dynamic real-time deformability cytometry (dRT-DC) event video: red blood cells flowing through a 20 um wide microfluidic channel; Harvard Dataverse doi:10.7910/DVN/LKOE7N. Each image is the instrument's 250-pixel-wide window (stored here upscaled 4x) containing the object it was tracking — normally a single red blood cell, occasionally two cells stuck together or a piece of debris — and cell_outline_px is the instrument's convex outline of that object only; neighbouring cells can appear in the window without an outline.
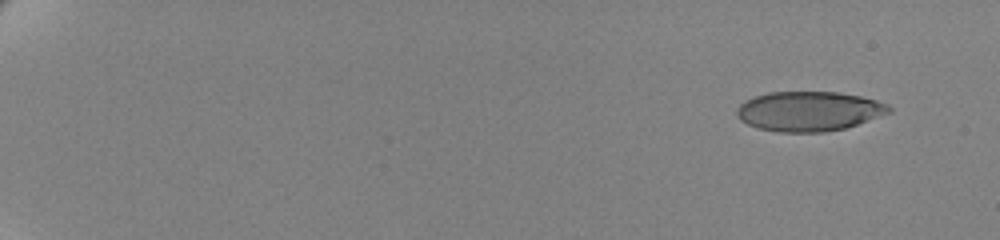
{"species": "human", "species_latin": "Homo sapiens", "temperature_condition": "cold", "stored_images_in_passage": 57, "camera_frame_rate_fps": 3000, "um_per_image_px": 0.085, "donor": {"sex": "female"}, "frame": {"image": 1, "passage_image": 1, "time_ms": 0.0, "image_size_px": [1000, 240], "cell_outline_px": [[892, 112], [844, 128], [824, 132], [780, 132], [760, 128], [748, 124], [740, 120], [736, 116], [736, 108], [744, 100], [768, 92], [836, 92], [860, 96], [876, 100], [888, 104], [892, 108]], "centroid_in_image_um": [68.75, 9.45], "position_along_channel_um": 16.3, "area_um2": 35.14}}
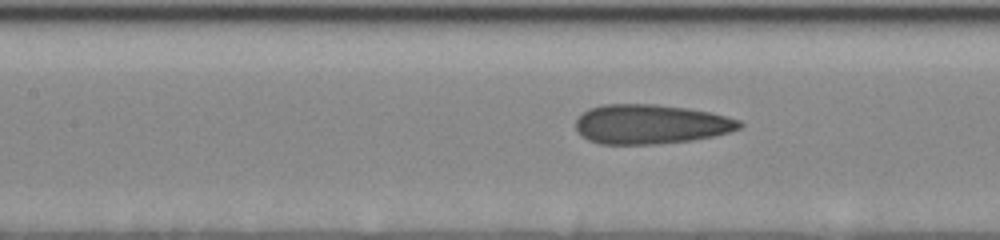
{"frame": {"image": 2, "passage_image": 28, "time_ms": 9.0, "image_size_px": [1000, 240], "cell_outline_px": [[744, 124], [740, 128], [728, 132], [712, 136], [692, 140], [656, 144], [600, 144], [588, 140], [580, 136], [576, 132], [576, 120], [588, 108], [604, 104], [656, 104], [688, 108], [712, 112], [740, 120]], "centroid_in_image_um": [55.29, 10.55], "position_along_channel_um": 152.1, "area_um2": 37.92}}
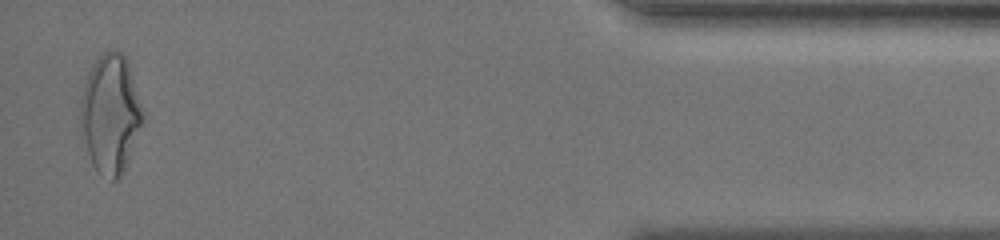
{"frame": {"image": 3, "passage_image": 56, "time_ms": 18.333, "image_size_px": [1000, 240], "cell_outline_px": [[144, 120], [128, 160], [120, 176], [116, 180], [112, 180], [100, 172], [92, 164], [88, 152], [80, 116], [80, 100], [84, 84], [88, 72], [92, 64], [104, 52], [112, 48], [120, 52], [128, 60], [144, 116]], "centroid_in_image_um": [9.4, 9.62], "position_along_channel_um": 425.8, "area_um2": 42.43}, "authors_computed_cell_mechanics": {"area_um2": 36.992, "velocity_mm_per_s": 3.4983, "shape_relaxation_time_tau1_ms": 7.5031, "shape_relaxation_time_tau2_ms": 1.3748, "deformation_change_tau1": 0.1961, "deformation_change_tau2": 0.098}}